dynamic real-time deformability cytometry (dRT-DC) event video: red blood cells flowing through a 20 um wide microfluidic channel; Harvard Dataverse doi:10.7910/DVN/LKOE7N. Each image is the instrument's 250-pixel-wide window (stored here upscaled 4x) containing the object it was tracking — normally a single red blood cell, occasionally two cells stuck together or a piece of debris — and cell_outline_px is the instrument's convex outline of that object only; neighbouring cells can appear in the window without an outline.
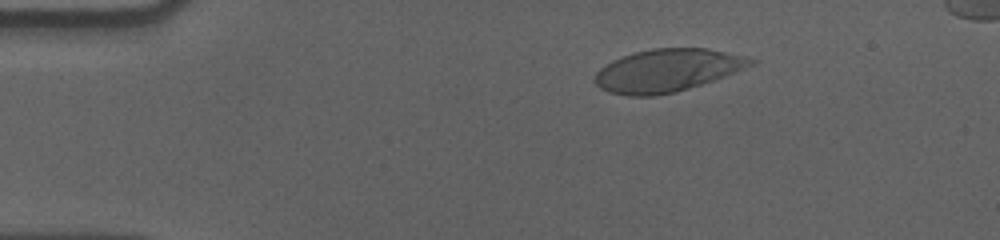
{"species": "human", "species_latin": "Homo sapiens", "temperature_condition": "cold", "stored_images_in_passage": 50, "segment_of_instrument_passage": [1, 2], "camera_frame_rate_fps": 3000, "um_per_image_px": 0.085, "donor": {"sex": "male"}, "frame": {"image": 1, "passage_image": 1, "time_ms": 0.0, "image_size_px": [1000, 240], "cell_outline_px": [[760, 60], [756, 64], [724, 76], [676, 92], [656, 96], [628, 96], [608, 92], [600, 88], [596, 84], [596, 72], [600, 68], [612, 60], [636, 52], [652, 48], [704, 48], [748, 56]], "centroid_in_image_um": [56.75, 5.98], "position_along_channel_um": 28.3, "area_um2": 38.73}}
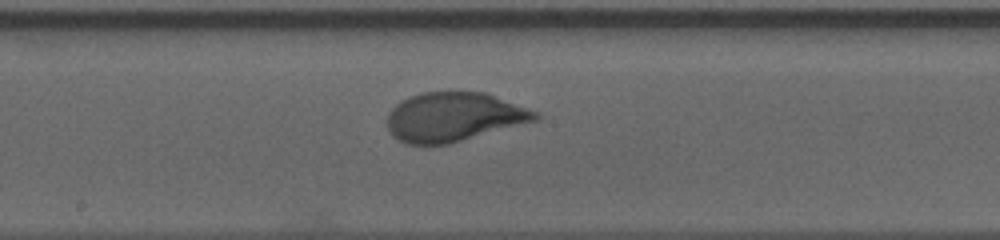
{"frame": {"image": 2, "passage_image": 22, "time_ms": 7.0, "image_size_px": [1000, 240], "cell_outline_px": [[540, 120], [448, 144], [404, 144], [392, 136], [388, 132], [388, 112], [400, 100], [424, 92], [484, 92], [540, 112]], "centroid_in_image_um": [38.59, 9.95], "position_along_channel_um": 209.6, "area_um2": 42.54}}
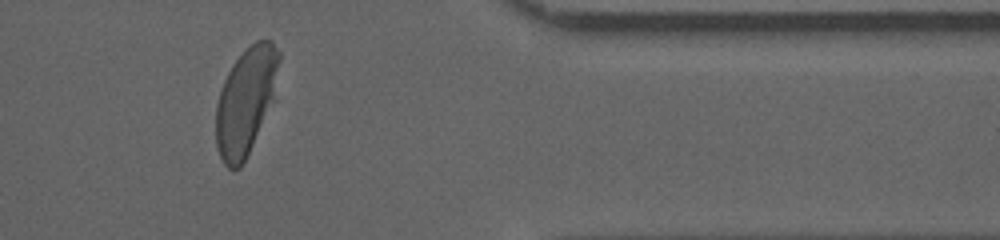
{"frame": {"image": 3, "passage_image": 39, "time_ms": 12.667, "image_size_px": [1000, 240], "cell_outline_px": [[280, 60], [276, 100], [240, 168], [232, 172], [224, 164], [216, 148], [216, 104], [224, 80], [232, 64], [256, 40], [272, 40], [280, 52]], "centroid_in_image_um": [20.93, 8.61], "position_along_channel_um": 390.5, "area_um2": 39.94}}